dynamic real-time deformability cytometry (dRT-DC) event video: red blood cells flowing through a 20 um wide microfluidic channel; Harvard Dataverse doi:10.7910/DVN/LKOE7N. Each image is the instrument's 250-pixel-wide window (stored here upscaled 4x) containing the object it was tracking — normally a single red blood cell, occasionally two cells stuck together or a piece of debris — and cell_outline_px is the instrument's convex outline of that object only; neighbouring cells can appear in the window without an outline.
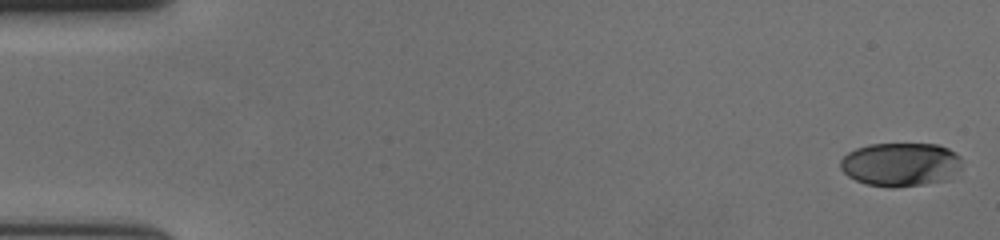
{"species": "human", "species_latin": "Homo sapiens", "temperature_condition": "cold", "stored_images_in_passage": 31, "camera_frame_rate_fps": 3000, "um_per_image_px": 0.085, "donor": {"sex": "female"}, "frame": {"image": 1, "passage_image": 1, "time_ms": 0.0, "image_size_px": [1000, 240], "cell_outline_px": [[960, 168], [948, 180], [924, 184], [892, 188], [864, 184], [848, 176], [840, 168], [840, 160], [848, 152], [856, 148], [868, 144], [936, 144], [948, 148], [956, 152], [960, 156]], "centroid_in_image_um": [76.54, 13.98], "position_along_channel_um": 8.5, "area_um2": 31.15}}
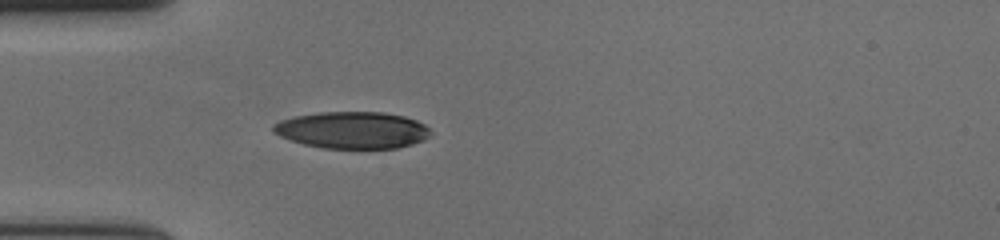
{"frame": {"image": 2, "passage_image": 18, "time_ms": 5.667, "image_size_px": [1000, 240], "cell_outline_px": [[432, 136], [424, 140], [412, 144], [396, 148], [324, 148], [304, 144], [280, 136], [272, 132], [272, 124], [280, 120], [296, 116], [316, 112], [384, 112], [404, 116], [416, 120], [424, 124], [432, 132]], "centroid_in_image_um": [29.96, 11.05], "position_along_channel_um": 55.0, "area_um2": 33.93}}
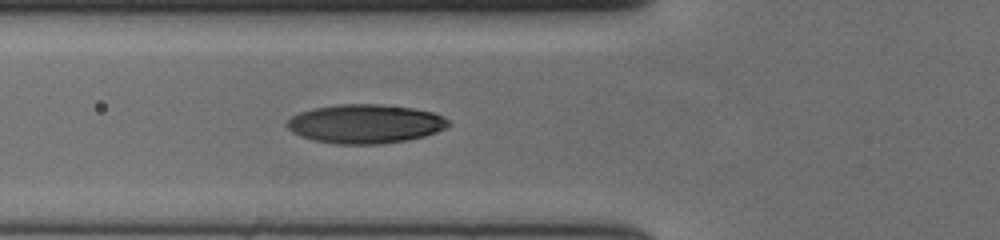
{"frame": {"image": 3, "passage_image": 22, "time_ms": 7.0, "image_size_px": [1000, 240], "cell_outline_px": [[452, 124], [436, 132], [424, 136], [408, 140], [380, 144], [336, 144], [316, 140], [300, 136], [292, 132], [284, 124], [292, 116], [300, 112], [312, 108], [340, 104], [380, 104], [412, 108], [432, 112], [444, 116]], "centroid_in_image_um": [31.04, 10.52], "position_along_channel_um": 94.8, "area_um2": 36.7}}